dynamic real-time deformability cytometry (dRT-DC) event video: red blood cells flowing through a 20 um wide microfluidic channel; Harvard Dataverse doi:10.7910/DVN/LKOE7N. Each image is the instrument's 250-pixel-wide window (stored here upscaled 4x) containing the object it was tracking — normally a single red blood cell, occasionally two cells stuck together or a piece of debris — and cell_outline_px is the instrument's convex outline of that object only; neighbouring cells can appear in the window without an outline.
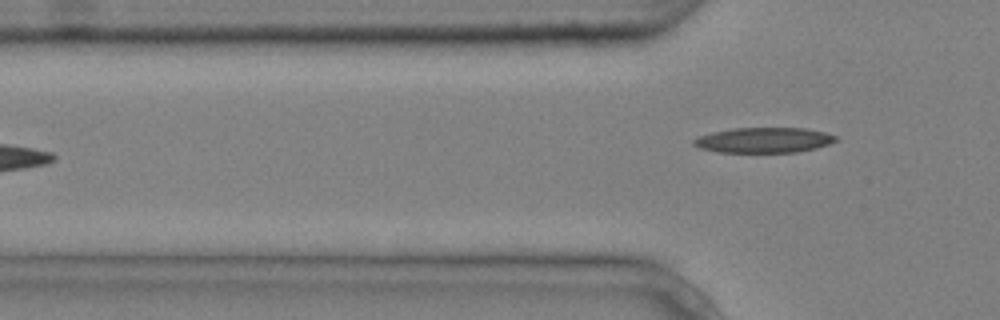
{"species": "common noctule bat (a hibernating species)", "species_latin": "Nyctalus noctula", "temperature_condition": "cold", "stored_images_in_passage": 5, "camera_frame_rate_fps": 3000, "um_per_image_px": 0.085, "animal": {"sex": "male", "body_mass_g": 20.4}, "frame": {"image": 1, "passage_image": 5, "time_ms": 1.333, "image_size_px": [1000, 320], "cell_outline_px": [[840, 140], [816, 148], [796, 152], [716, 152], [700, 148], [692, 144], [692, 140], [700, 136], [712, 132], [732, 128], [804, 128], [824, 132], [840, 136]], "centroid_in_image_um": [64.96, 11.91], "position_along_channel_um": 60.8, "area_um2": 21.04}}